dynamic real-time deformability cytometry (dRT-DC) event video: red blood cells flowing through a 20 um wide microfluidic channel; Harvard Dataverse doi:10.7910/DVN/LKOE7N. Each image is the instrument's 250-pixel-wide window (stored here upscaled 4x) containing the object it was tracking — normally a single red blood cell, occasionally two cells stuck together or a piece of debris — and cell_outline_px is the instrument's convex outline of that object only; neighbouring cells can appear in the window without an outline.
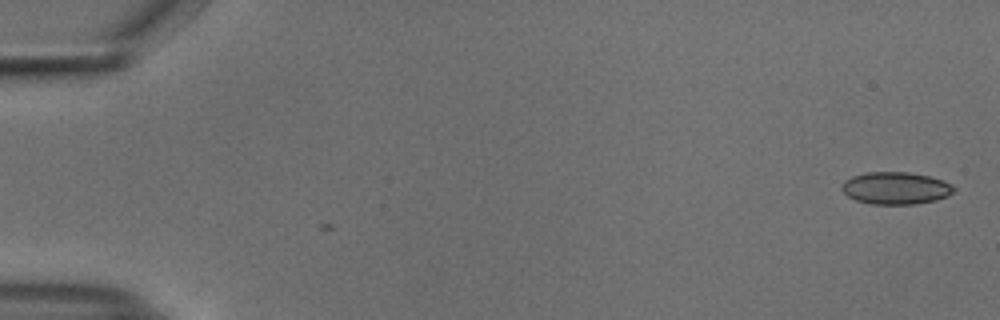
{"species": "common noctule bat (a hibernating species)", "species_latin": "Nyctalus noctula", "temperature_condition": "cold", "stored_images_in_passage": 2, "camera_frame_rate_fps": 3000, "um_per_image_px": 0.085, "animal": {"sex": "male", "body_mass_g": 18.8}, "frame": {"image": 1, "passage_image": 1, "time_ms": 0.0, "image_size_px": [1000, 320], "cell_outline_px": [[956, 188], [948, 196], [936, 200], [916, 204], [872, 204], [856, 200], [848, 196], [840, 188], [844, 180], [852, 176], [868, 172], [908, 172], [928, 176], [944, 180], [952, 184]], "centroid_in_image_um": [76.14, 15.99], "position_along_channel_um": 8.9, "area_um2": 21.15}}